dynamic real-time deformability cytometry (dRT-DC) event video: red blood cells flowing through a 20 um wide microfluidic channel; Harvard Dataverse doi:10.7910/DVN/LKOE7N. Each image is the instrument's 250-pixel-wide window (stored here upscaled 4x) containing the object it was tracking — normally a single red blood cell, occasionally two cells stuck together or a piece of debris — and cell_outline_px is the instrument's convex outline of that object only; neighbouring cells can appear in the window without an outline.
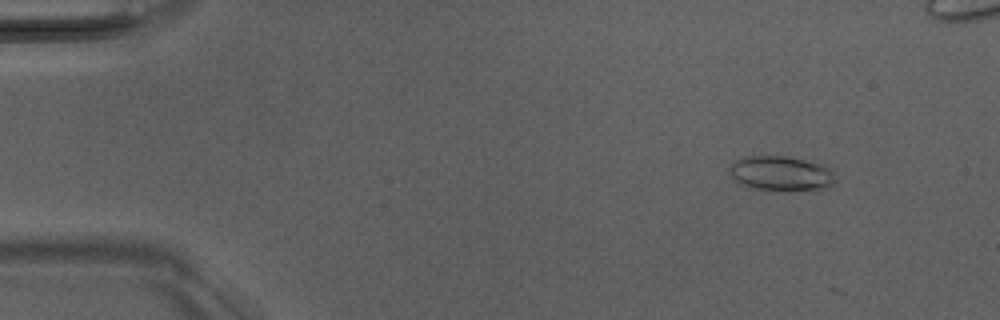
{"species": "Egyptian fruit bat (a non-hibernating species)", "species_latin": "Rousettus aegyptiacus", "temperature_condition": "room temperature", "stored_images_in_passage": 6, "camera_frame_rate_fps": 3000, "um_per_image_px": 0.085, "animal": {"sex": "male"}, "frame": {"image": 1, "passage_image": 5, "time_ms": 1.333, "image_size_px": [1000, 320], "cell_outline_px": [[836, 180], [828, 188], [756, 188], [744, 184], [736, 180], [732, 176], [728, 168], [736, 160], [748, 156], [784, 156], [824, 164], [832, 168]], "centroid_in_image_um": [66.43, 14.69], "position_along_channel_um": 18.6, "area_um2": 20.58}}